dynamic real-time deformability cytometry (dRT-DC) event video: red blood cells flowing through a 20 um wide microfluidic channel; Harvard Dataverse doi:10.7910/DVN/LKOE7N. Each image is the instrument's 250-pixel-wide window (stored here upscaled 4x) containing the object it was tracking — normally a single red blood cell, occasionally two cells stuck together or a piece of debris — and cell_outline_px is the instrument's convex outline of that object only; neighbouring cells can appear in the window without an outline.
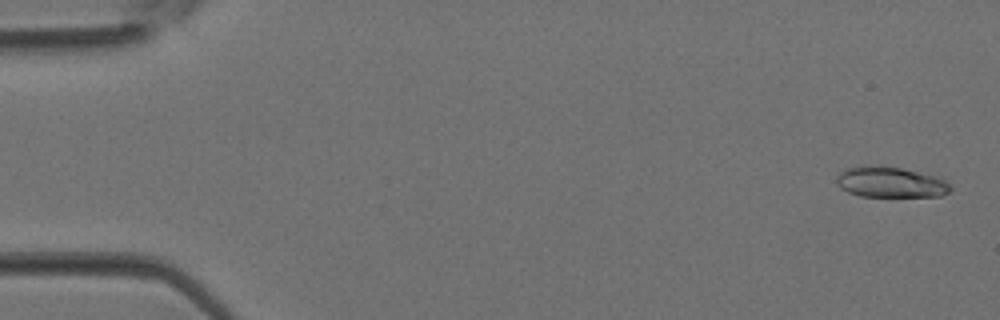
{"species": "Egyptian fruit bat (a non-hibernating species)", "species_latin": "Rousettus aegyptiacus", "temperature_condition": "room temperature", "stored_images_in_passage": 3, "camera_frame_rate_fps": 3000, "um_per_image_px": 0.085, "animal": {"sex": "female"}, "frame": {"image": 1, "passage_image": 1, "time_ms": 0.0, "image_size_px": [1000, 320], "cell_outline_px": [[952, 188], [948, 192], [940, 196], [860, 196], [848, 192], [840, 188], [836, 184], [836, 176], [844, 168], [864, 164], [880, 164], [900, 168], [936, 176], [944, 180]], "centroid_in_image_um": [75.61, 15.46], "position_along_channel_um": 9.4, "area_um2": 20.63}}